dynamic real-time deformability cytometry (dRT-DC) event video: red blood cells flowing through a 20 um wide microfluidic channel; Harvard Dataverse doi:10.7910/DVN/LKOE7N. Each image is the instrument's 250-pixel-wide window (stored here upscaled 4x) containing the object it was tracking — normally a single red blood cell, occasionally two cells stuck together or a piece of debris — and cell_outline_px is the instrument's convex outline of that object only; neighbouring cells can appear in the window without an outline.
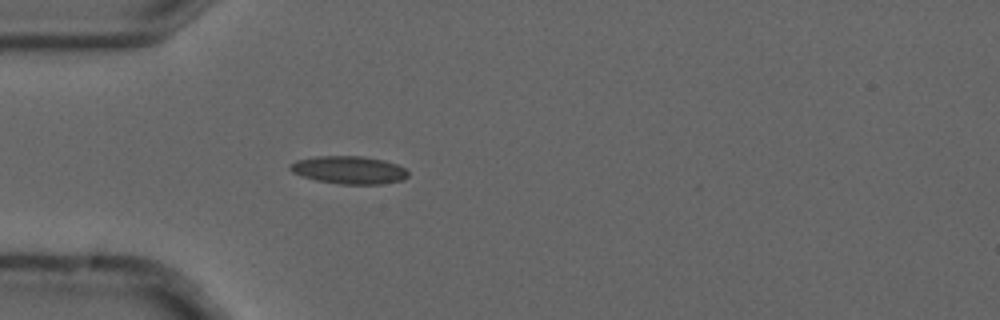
{"species": "common noctule bat (a hibernating species)", "species_latin": "Nyctalus noctula", "temperature_condition": "cold", "stored_images_in_passage": 4, "camera_frame_rate_fps": 3000, "um_per_image_px": 0.085, "animal": {"sex": "male", "forearm_length_mm": 52.5}, "frame": {"image": 1, "passage_image": 4, "time_ms": 1.0, "image_size_px": [1000, 320], "cell_outline_px": [[408, 176], [404, 180], [380, 184], [340, 184], [316, 180], [292, 172], [288, 168], [296, 160], [316, 156], [360, 156], [384, 160], [396, 164], [404, 168], [408, 172]], "centroid_in_image_um": [29.68, 14.45], "position_along_channel_um": 55.3, "area_um2": 19.02}}